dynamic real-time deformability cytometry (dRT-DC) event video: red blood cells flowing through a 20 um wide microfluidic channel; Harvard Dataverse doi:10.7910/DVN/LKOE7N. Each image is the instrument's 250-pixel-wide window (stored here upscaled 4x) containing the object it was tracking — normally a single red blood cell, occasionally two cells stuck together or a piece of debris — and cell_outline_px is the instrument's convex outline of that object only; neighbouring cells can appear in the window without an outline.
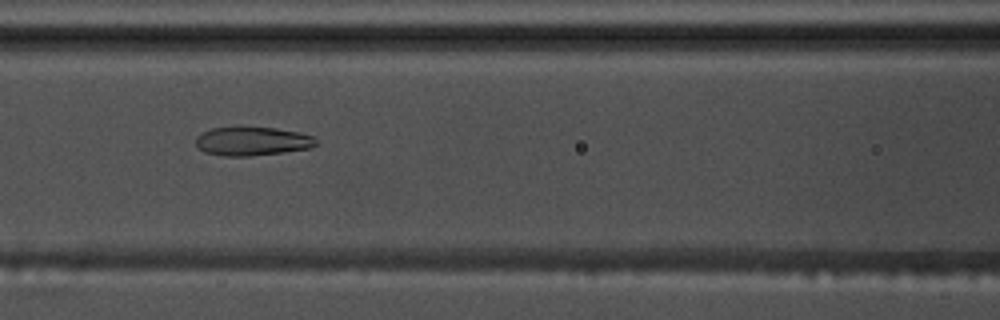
{"species": "common noctule bat (a hibernating species)", "species_latin": "Nyctalus noctula", "temperature_condition": "warm", "stored_images_in_passage": 58, "camera_frame_rate_fps": 3000, "um_per_image_px": 0.085, "animal": {"sex": "male", "body_mass_g": 17.5, "forearm_length_mm": 52.3}, "frame": {"image": 1, "passage_image": 26, "time_ms": 8.333, "image_size_px": [1000, 320], "cell_outline_px": [[316, 144], [312, 148], [248, 156], [224, 156], [204, 152], [196, 144], [196, 136], [200, 132], [212, 128], [236, 124], [240, 124], [276, 128], [296, 132], [312, 136], [316, 140]], "centroid_in_image_um": [21.36, 11.95], "position_along_channel_um": 145.2, "area_um2": 20.75}}
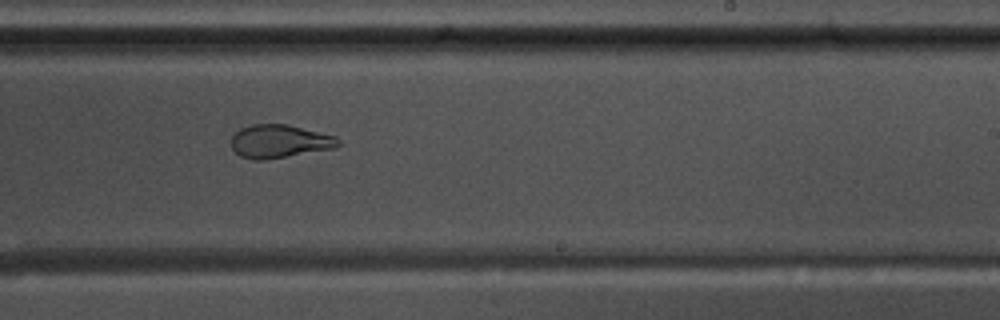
{"frame": {"image": 2, "passage_image": 36, "time_ms": 11.667, "image_size_px": [1000, 320], "cell_outline_px": [[340, 144], [336, 148], [264, 160], [252, 160], [240, 156], [232, 148], [232, 136], [240, 128], [252, 124], [288, 124], [336, 136], [340, 140]], "centroid_in_image_um": [23.77, 12.01], "position_along_channel_um": 265.2, "area_um2": 20.81}}
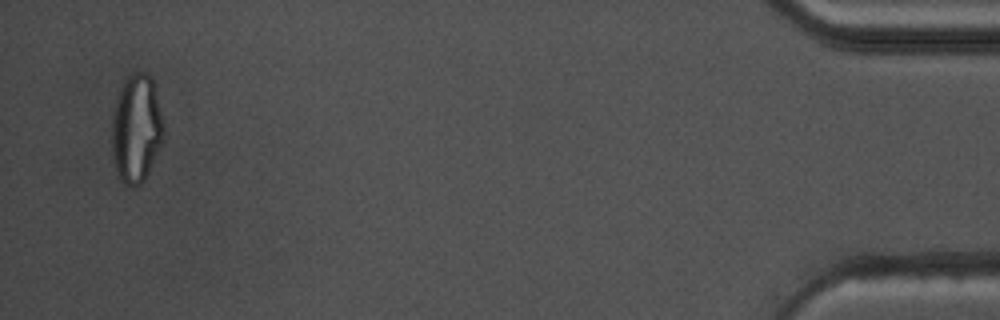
{"frame": {"image": 3, "passage_image": 56, "time_ms": 18.333, "image_size_px": [1000, 320], "cell_outline_px": [[164, 140], [144, 180], [140, 184], [132, 188], [128, 188], [116, 176], [112, 160], [112, 112], [116, 96], [124, 80], [128, 76], [136, 72], [144, 72], [152, 80], [164, 124]], "centroid_in_image_um": [11.56, 10.99], "position_along_channel_um": 423.6, "area_um2": 33.18}, "authors_computed_cell_mechanics": {"area_um2": 24.9696, "velocity_mm_per_s": 3.6185, "shape_relaxation_time_tau1_ms": null, "shape_relaxation_time_tau2_ms": 1.5872, "deformation_change_tau1": null, "deformation_change_tau2": 0.0858}}